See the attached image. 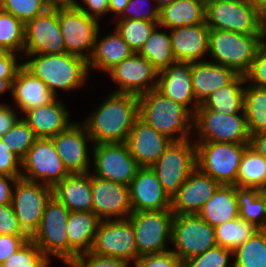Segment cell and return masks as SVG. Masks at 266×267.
<instances>
[{
  "instance_id": "obj_1",
  "label": "cell",
  "mask_w": 266,
  "mask_h": 267,
  "mask_svg": "<svg viewBox=\"0 0 266 267\" xmlns=\"http://www.w3.org/2000/svg\"><path fill=\"white\" fill-rule=\"evenodd\" d=\"M138 96L113 92L83 123L92 143H125L138 116Z\"/></svg>"
},
{
  "instance_id": "obj_2",
  "label": "cell",
  "mask_w": 266,
  "mask_h": 267,
  "mask_svg": "<svg viewBox=\"0 0 266 267\" xmlns=\"http://www.w3.org/2000/svg\"><path fill=\"white\" fill-rule=\"evenodd\" d=\"M138 110L141 120L170 140L190 139L193 114L181 104L165 97L158 90L153 89L139 95ZM174 133L178 135L175 136Z\"/></svg>"
},
{
  "instance_id": "obj_3",
  "label": "cell",
  "mask_w": 266,
  "mask_h": 267,
  "mask_svg": "<svg viewBox=\"0 0 266 267\" xmlns=\"http://www.w3.org/2000/svg\"><path fill=\"white\" fill-rule=\"evenodd\" d=\"M32 59L22 65L37 76L56 95V90H74L86 83L88 75L87 60L69 54H32Z\"/></svg>"
},
{
  "instance_id": "obj_4",
  "label": "cell",
  "mask_w": 266,
  "mask_h": 267,
  "mask_svg": "<svg viewBox=\"0 0 266 267\" xmlns=\"http://www.w3.org/2000/svg\"><path fill=\"white\" fill-rule=\"evenodd\" d=\"M263 45L260 32L243 35L231 31L210 29L208 53L216 64L233 69L245 75Z\"/></svg>"
},
{
  "instance_id": "obj_5",
  "label": "cell",
  "mask_w": 266,
  "mask_h": 267,
  "mask_svg": "<svg viewBox=\"0 0 266 267\" xmlns=\"http://www.w3.org/2000/svg\"><path fill=\"white\" fill-rule=\"evenodd\" d=\"M248 143L197 142V167L222 185H236L239 165Z\"/></svg>"
},
{
  "instance_id": "obj_6",
  "label": "cell",
  "mask_w": 266,
  "mask_h": 267,
  "mask_svg": "<svg viewBox=\"0 0 266 267\" xmlns=\"http://www.w3.org/2000/svg\"><path fill=\"white\" fill-rule=\"evenodd\" d=\"M70 210L55 196L48 200L40 225L30 239L50 260V255L61 259L68 265L67 221Z\"/></svg>"
},
{
  "instance_id": "obj_7",
  "label": "cell",
  "mask_w": 266,
  "mask_h": 267,
  "mask_svg": "<svg viewBox=\"0 0 266 267\" xmlns=\"http://www.w3.org/2000/svg\"><path fill=\"white\" fill-rule=\"evenodd\" d=\"M196 167V143L185 139L172 141L151 169L172 198Z\"/></svg>"
},
{
  "instance_id": "obj_8",
  "label": "cell",
  "mask_w": 266,
  "mask_h": 267,
  "mask_svg": "<svg viewBox=\"0 0 266 267\" xmlns=\"http://www.w3.org/2000/svg\"><path fill=\"white\" fill-rule=\"evenodd\" d=\"M170 243L183 263L217 246L214 228L198 214H174Z\"/></svg>"
},
{
  "instance_id": "obj_9",
  "label": "cell",
  "mask_w": 266,
  "mask_h": 267,
  "mask_svg": "<svg viewBox=\"0 0 266 267\" xmlns=\"http://www.w3.org/2000/svg\"><path fill=\"white\" fill-rule=\"evenodd\" d=\"M205 21L209 29L243 35L260 32L259 11L247 0H206Z\"/></svg>"
},
{
  "instance_id": "obj_10",
  "label": "cell",
  "mask_w": 266,
  "mask_h": 267,
  "mask_svg": "<svg viewBox=\"0 0 266 267\" xmlns=\"http://www.w3.org/2000/svg\"><path fill=\"white\" fill-rule=\"evenodd\" d=\"M174 212L171 209L161 211H136L128 219L135 232L138 255H150L168 251L165 245L171 241Z\"/></svg>"
},
{
  "instance_id": "obj_11",
  "label": "cell",
  "mask_w": 266,
  "mask_h": 267,
  "mask_svg": "<svg viewBox=\"0 0 266 267\" xmlns=\"http://www.w3.org/2000/svg\"><path fill=\"white\" fill-rule=\"evenodd\" d=\"M58 19L65 52L88 60L94 49L96 36L99 34L98 20L89 17L76 5H58ZM85 49L88 55L84 52Z\"/></svg>"
},
{
  "instance_id": "obj_12",
  "label": "cell",
  "mask_w": 266,
  "mask_h": 267,
  "mask_svg": "<svg viewBox=\"0 0 266 267\" xmlns=\"http://www.w3.org/2000/svg\"><path fill=\"white\" fill-rule=\"evenodd\" d=\"M241 114V115H240ZM222 114L212 110H195L193 127L201 136L199 142L249 143L245 112Z\"/></svg>"
},
{
  "instance_id": "obj_13",
  "label": "cell",
  "mask_w": 266,
  "mask_h": 267,
  "mask_svg": "<svg viewBox=\"0 0 266 267\" xmlns=\"http://www.w3.org/2000/svg\"><path fill=\"white\" fill-rule=\"evenodd\" d=\"M21 168L25 170L22 178L38 183L41 180L52 188L69 174L51 138H37L21 159Z\"/></svg>"
},
{
  "instance_id": "obj_14",
  "label": "cell",
  "mask_w": 266,
  "mask_h": 267,
  "mask_svg": "<svg viewBox=\"0 0 266 267\" xmlns=\"http://www.w3.org/2000/svg\"><path fill=\"white\" fill-rule=\"evenodd\" d=\"M11 205L22 229L31 237L38 229L45 206L53 195L52 187L17 178ZM15 191V192H14Z\"/></svg>"
},
{
  "instance_id": "obj_15",
  "label": "cell",
  "mask_w": 266,
  "mask_h": 267,
  "mask_svg": "<svg viewBox=\"0 0 266 267\" xmlns=\"http://www.w3.org/2000/svg\"><path fill=\"white\" fill-rule=\"evenodd\" d=\"M91 252L100 256L121 258L135 263L139 257L135 232L127 219L101 220Z\"/></svg>"
},
{
  "instance_id": "obj_16",
  "label": "cell",
  "mask_w": 266,
  "mask_h": 267,
  "mask_svg": "<svg viewBox=\"0 0 266 267\" xmlns=\"http://www.w3.org/2000/svg\"><path fill=\"white\" fill-rule=\"evenodd\" d=\"M23 53L25 55L65 53L58 19V5H51L42 14L25 24Z\"/></svg>"
},
{
  "instance_id": "obj_17",
  "label": "cell",
  "mask_w": 266,
  "mask_h": 267,
  "mask_svg": "<svg viewBox=\"0 0 266 267\" xmlns=\"http://www.w3.org/2000/svg\"><path fill=\"white\" fill-rule=\"evenodd\" d=\"M93 157L95 176L128 186L140 168L126 143L94 144Z\"/></svg>"
},
{
  "instance_id": "obj_18",
  "label": "cell",
  "mask_w": 266,
  "mask_h": 267,
  "mask_svg": "<svg viewBox=\"0 0 266 267\" xmlns=\"http://www.w3.org/2000/svg\"><path fill=\"white\" fill-rule=\"evenodd\" d=\"M92 212L100 219H127L133 212L129 186L91 175Z\"/></svg>"
},
{
  "instance_id": "obj_19",
  "label": "cell",
  "mask_w": 266,
  "mask_h": 267,
  "mask_svg": "<svg viewBox=\"0 0 266 267\" xmlns=\"http://www.w3.org/2000/svg\"><path fill=\"white\" fill-rule=\"evenodd\" d=\"M108 73L120 87L114 92L139 96L156 89V77L159 72L146 58L134 53L131 57L115 65Z\"/></svg>"
},
{
  "instance_id": "obj_20",
  "label": "cell",
  "mask_w": 266,
  "mask_h": 267,
  "mask_svg": "<svg viewBox=\"0 0 266 267\" xmlns=\"http://www.w3.org/2000/svg\"><path fill=\"white\" fill-rule=\"evenodd\" d=\"M221 184L196 167L171 198L174 214H198Z\"/></svg>"
},
{
  "instance_id": "obj_21",
  "label": "cell",
  "mask_w": 266,
  "mask_h": 267,
  "mask_svg": "<svg viewBox=\"0 0 266 267\" xmlns=\"http://www.w3.org/2000/svg\"><path fill=\"white\" fill-rule=\"evenodd\" d=\"M51 139L69 174L89 172L86 143L91 138L83 124L72 123L65 131Z\"/></svg>"
},
{
  "instance_id": "obj_22",
  "label": "cell",
  "mask_w": 266,
  "mask_h": 267,
  "mask_svg": "<svg viewBox=\"0 0 266 267\" xmlns=\"http://www.w3.org/2000/svg\"><path fill=\"white\" fill-rule=\"evenodd\" d=\"M133 212L171 209V198L163 190L151 167H140L129 185Z\"/></svg>"
},
{
  "instance_id": "obj_23",
  "label": "cell",
  "mask_w": 266,
  "mask_h": 267,
  "mask_svg": "<svg viewBox=\"0 0 266 267\" xmlns=\"http://www.w3.org/2000/svg\"><path fill=\"white\" fill-rule=\"evenodd\" d=\"M171 142L138 117L125 143L140 167H151Z\"/></svg>"
},
{
  "instance_id": "obj_24",
  "label": "cell",
  "mask_w": 266,
  "mask_h": 267,
  "mask_svg": "<svg viewBox=\"0 0 266 267\" xmlns=\"http://www.w3.org/2000/svg\"><path fill=\"white\" fill-rule=\"evenodd\" d=\"M158 75L160 77H157L156 90L194 114L200 103L193 94L191 63L176 61L169 67L159 71ZM192 103L193 109H189V104Z\"/></svg>"
},
{
  "instance_id": "obj_25",
  "label": "cell",
  "mask_w": 266,
  "mask_h": 267,
  "mask_svg": "<svg viewBox=\"0 0 266 267\" xmlns=\"http://www.w3.org/2000/svg\"><path fill=\"white\" fill-rule=\"evenodd\" d=\"M209 27L204 23L171 29L174 58L178 62H201L208 53Z\"/></svg>"
},
{
  "instance_id": "obj_26",
  "label": "cell",
  "mask_w": 266,
  "mask_h": 267,
  "mask_svg": "<svg viewBox=\"0 0 266 267\" xmlns=\"http://www.w3.org/2000/svg\"><path fill=\"white\" fill-rule=\"evenodd\" d=\"M25 114L22 118L36 138H53L72 124L68 120L70 116L66 107L56 98L46 105L26 111Z\"/></svg>"
},
{
  "instance_id": "obj_27",
  "label": "cell",
  "mask_w": 266,
  "mask_h": 267,
  "mask_svg": "<svg viewBox=\"0 0 266 267\" xmlns=\"http://www.w3.org/2000/svg\"><path fill=\"white\" fill-rule=\"evenodd\" d=\"M11 93L16 101L17 107L23 113L46 105L56 98L49 88L23 65L19 68L12 82Z\"/></svg>"
},
{
  "instance_id": "obj_28",
  "label": "cell",
  "mask_w": 266,
  "mask_h": 267,
  "mask_svg": "<svg viewBox=\"0 0 266 267\" xmlns=\"http://www.w3.org/2000/svg\"><path fill=\"white\" fill-rule=\"evenodd\" d=\"M55 196L70 211L92 212L91 173L68 174L53 188Z\"/></svg>"
},
{
  "instance_id": "obj_29",
  "label": "cell",
  "mask_w": 266,
  "mask_h": 267,
  "mask_svg": "<svg viewBox=\"0 0 266 267\" xmlns=\"http://www.w3.org/2000/svg\"><path fill=\"white\" fill-rule=\"evenodd\" d=\"M100 221L93 212L70 211L66 227L68 264L77 255L91 251Z\"/></svg>"
},
{
  "instance_id": "obj_30",
  "label": "cell",
  "mask_w": 266,
  "mask_h": 267,
  "mask_svg": "<svg viewBox=\"0 0 266 267\" xmlns=\"http://www.w3.org/2000/svg\"><path fill=\"white\" fill-rule=\"evenodd\" d=\"M193 94L201 104L212 92L228 85L238 74L214 62L191 63Z\"/></svg>"
},
{
  "instance_id": "obj_31",
  "label": "cell",
  "mask_w": 266,
  "mask_h": 267,
  "mask_svg": "<svg viewBox=\"0 0 266 267\" xmlns=\"http://www.w3.org/2000/svg\"><path fill=\"white\" fill-rule=\"evenodd\" d=\"M133 54L134 51L116 30L101 40L98 39L97 34L94 49L87 60L88 70L92 66L93 68L108 72L115 65L131 57Z\"/></svg>"
},
{
  "instance_id": "obj_32",
  "label": "cell",
  "mask_w": 266,
  "mask_h": 267,
  "mask_svg": "<svg viewBox=\"0 0 266 267\" xmlns=\"http://www.w3.org/2000/svg\"><path fill=\"white\" fill-rule=\"evenodd\" d=\"M198 215L213 228L239 217L236 185H220Z\"/></svg>"
},
{
  "instance_id": "obj_33",
  "label": "cell",
  "mask_w": 266,
  "mask_h": 267,
  "mask_svg": "<svg viewBox=\"0 0 266 267\" xmlns=\"http://www.w3.org/2000/svg\"><path fill=\"white\" fill-rule=\"evenodd\" d=\"M206 0H175L159 12L160 27L178 28L205 22Z\"/></svg>"
},
{
  "instance_id": "obj_34",
  "label": "cell",
  "mask_w": 266,
  "mask_h": 267,
  "mask_svg": "<svg viewBox=\"0 0 266 267\" xmlns=\"http://www.w3.org/2000/svg\"><path fill=\"white\" fill-rule=\"evenodd\" d=\"M244 84L245 75L238 74L228 85L212 92L196 110H212L222 114L244 111Z\"/></svg>"
},
{
  "instance_id": "obj_35",
  "label": "cell",
  "mask_w": 266,
  "mask_h": 267,
  "mask_svg": "<svg viewBox=\"0 0 266 267\" xmlns=\"http://www.w3.org/2000/svg\"><path fill=\"white\" fill-rule=\"evenodd\" d=\"M236 198L239 218L255 225L258 229L266 228V191L257 188L236 186Z\"/></svg>"
},
{
  "instance_id": "obj_36",
  "label": "cell",
  "mask_w": 266,
  "mask_h": 267,
  "mask_svg": "<svg viewBox=\"0 0 266 267\" xmlns=\"http://www.w3.org/2000/svg\"><path fill=\"white\" fill-rule=\"evenodd\" d=\"M237 186L266 191V158L249 146L245 149L239 165Z\"/></svg>"
},
{
  "instance_id": "obj_37",
  "label": "cell",
  "mask_w": 266,
  "mask_h": 267,
  "mask_svg": "<svg viewBox=\"0 0 266 267\" xmlns=\"http://www.w3.org/2000/svg\"><path fill=\"white\" fill-rule=\"evenodd\" d=\"M153 29L149 38L142 46L139 55L146 58L156 69L161 71L175 63L170 34Z\"/></svg>"
},
{
  "instance_id": "obj_38",
  "label": "cell",
  "mask_w": 266,
  "mask_h": 267,
  "mask_svg": "<svg viewBox=\"0 0 266 267\" xmlns=\"http://www.w3.org/2000/svg\"><path fill=\"white\" fill-rule=\"evenodd\" d=\"M244 112L249 134L266 132V89L249 85L244 91Z\"/></svg>"
},
{
  "instance_id": "obj_39",
  "label": "cell",
  "mask_w": 266,
  "mask_h": 267,
  "mask_svg": "<svg viewBox=\"0 0 266 267\" xmlns=\"http://www.w3.org/2000/svg\"><path fill=\"white\" fill-rule=\"evenodd\" d=\"M232 255L236 259L230 267H266V230L259 229L239 245Z\"/></svg>"
},
{
  "instance_id": "obj_40",
  "label": "cell",
  "mask_w": 266,
  "mask_h": 267,
  "mask_svg": "<svg viewBox=\"0 0 266 267\" xmlns=\"http://www.w3.org/2000/svg\"><path fill=\"white\" fill-rule=\"evenodd\" d=\"M217 246L234 251L259 229L242 218L227 221L214 228Z\"/></svg>"
},
{
  "instance_id": "obj_41",
  "label": "cell",
  "mask_w": 266,
  "mask_h": 267,
  "mask_svg": "<svg viewBox=\"0 0 266 267\" xmlns=\"http://www.w3.org/2000/svg\"><path fill=\"white\" fill-rule=\"evenodd\" d=\"M25 44V24L0 9V48L16 53L23 52Z\"/></svg>"
},
{
  "instance_id": "obj_42",
  "label": "cell",
  "mask_w": 266,
  "mask_h": 267,
  "mask_svg": "<svg viewBox=\"0 0 266 267\" xmlns=\"http://www.w3.org/2000/svg\"><path fill=\"white\" fill-rule=\"evenodd\" d=\"M116 30L129 47L138 53L158 23L139 19H118Z\"/></svg>"
},
{
  "instance_id": "obj_43",
  "label": "cell",
  "mask_w": 266,
  "mask_h": 267,
  "mask_svg": "<svg viewBox=\"0 0 266 267\" xmlns=\"http://www.w3.org/2000/svg\"><path fill=\"white\" fill-rule=\"evenodd\" d=\"M0 139L7 143L10 151L22 159L37 138L27 122L20 118Z\"/></svg>"
},
{
  "instance_id": "obj_44",
  "label": "cell",
  "mask_w": 266,
  "mask_h": 267,
  "mask_svg": "<svg viewBox=\"0 0 266 267\" xmlns=\"http://www.w3.org/2000/svg\"><path fill=\"white\" fill-rule=\"evenodd\" d=\"M50 0H0V9L26 24L51 6Z\"/></svg>"
},
{
  "instance_id": "obj_45",
  "label": "cell",
  "mask_w": 266,
  "mask_h": 267,
  "mask_svg": "<svg viewBox=\"0 0 266 267\" xmlns=\"http://www.w3.org/2000/svg\"><path fill=\"white\" fill-rule=\"evenodd\" d=\"M49 259L28 239L0 267H48Z\"/></svg>"
},
{
  "instance_id": "obj_46",
  "label": "cell",
  "mask_w": 266,
  "mask_h": 267,
  "mask_svg": "<svg viewBox=\"0 0 266 267\" xmlns=\"http://www.w3.org/2000/svg\"><path fill=\"white\" fill-rule=\"evenodd\" d=\"M232 250L215 246L206 252L194 256L184 262V267H229V257Z\"/></svg>"
},
{
  "instance_id": "obj_47",
  "label": "cell",
  "mask_w": 266,
  "mask_h": 267,
  "mask_svg": "<svg viewBox=\"0 0 266 267\" xmlns=\"http://www.w3.org/2000/svg\"><path fill=\"white\" fill-rule=\"evenodd\" d=\"M129 261L115 258L100 256L89 251L77 255L68 265L69 267H128Z\"/></svg>"
},
{
  "instance_id": "obj_48",
  "label": "cell",
  "mask_w": 266,
  "mask_h": 267,
  "mask_svg": "<svg viewBox=\"0 0 266 267\" xmlns=\"http://www.w3.org/2000/svg\"><path fill=\"white\" fill-rule=\"evenodd\" d=\"M245 79L253 86L266 89V44L259 48Z\"/></svg>"
},
{
  "instance_id": "obj_49",
  "label": "cell",
  "mask_w": 266,
  "mask_h": 267,
  "mask_svg": "<svg viewBox=\"0 0 266 267\" xmlns=\"http://www.w3.org/2000/svg\"><path fill=\"white\" fill-rule=\"evenodd\" d=\"M135 267H184V263L171 250L138 257Z\"/></svg>"
},
{
  "instance_id": "obj_50",
  "label": "cell",
  "mask_w": 266,
  "mask_h": 267,
  "mask_svg": "<svg viewBox=\"0 0 266 267\" xmlns=\"http://www.w3.org/2000/svg\"><path fill=\"white\" fill-rule=\"evenodd\" d=\"M7 147V143L0 139V174L21 177V159Z\"/></svg>"
},
{
  "instance_id": "obj_51",
  "label": "cell",
  "mask_w": 266,
  "mask_h": 267,
  "mask_svg": "<svg viewBox=\"0 0 266 267\" xmlns=\"http://www.w3.org/2000/svg\"><path fill=\"white\" fill-rule=\"evenodd\" d=\"M0 235H28L20 226L11 204L0 205Z\"/></svg>"
},
{
  "instance_id": "obj_52",
  "label": "cell",
  "mask_w": 266,
  "mask_h": 267,
  "mask_svg": "<svg viewBox=\"0 0 266 267\" xmlns=\"http://www.w3.org/2000/svg\"><path fill=\"white\" fill-rule=\"evenodd\" d=\"M146 2L148 0H129L128 5L120 16H123L122 19H139L158 23L160 10L156 6L150 12H142L143 5Z\"/></svg>"
},
{
  "instance_id": "obj_53",
  "label": "cell",
  "mask_w": 266,
  "mask_h": 267,
  "mask_svg": "<svg viewBox=\"0 0 266 267\" xmlns=\"http://www.w3.org/2000/svg\"><path fill=\"white\" fill-rule=\"evenodd\" d=\"M28 239L29 235H0V265L14 254Z\"/></svg>"
},
{
  "instance_id": "obj_54",
  "label": "cell",
  "mask_w": 266,
  "mask_h": 267,
  "mask_svg": "<svg viewBox=\"0 0 266 267\" xmlns=\"http://www.w3.org/2000/svg\"><path fill=\"white\" fill-rule=\"evenodd\" d=\"M16 53L5 51L0 48V79H15L16 73L22 66L17 63Z\"/></svg>"
},
{
  "instance_id": "obj_55",
  "label": "cell",
  "mask_w": 266,
  "mask_h": 267,
  "mask_svg": "<svg viewBox=\"0 0 266 267\" xmlns=\"http://www.w3.org/2000/svg\"><path fill=\"white\" fill-rule=\"evenodd\" d=\"M82 2L88 8H85L78 2L75 5L89 17L95 18L96 20H98L97 17L109 13V0H82Z\"/></svg>"
},
{
  "instance_id": "obj_56",
  "label": "cell",
  "mask_w": 266,
  "mask_h": 267,
  "mask_svg": "<svg viewBox=\"0 0 266 267\" xmlns=\"http://www.w3.org/2000/svg\"><path fill=\"white\" fill-rule=\"evenodd\" d=\"M19 120L14 109L0 105V138L6 134Z\"/></svg>"
},
{
  "instance_id": "obj_57",
  "label": "cell",
  "mask_w": 266,
  "mask_h": 267,
  "mask_svg": "<svg viewBox=\"0 0 266 267\" xmlns=\"http://www.w3.org/2000/svg\"><path fill=\"white\" fill-rule=\"evenodd\" d=\"M17 178L20 177H10L0 174V205L11 204L13 190L9 182L11 181L10 183L14 184Z\"/></svg>"
},
{
  "instance_id": "obj_58",
  "label": "cell",
  "mask_w": 266,
  "mask_h": 267,
  "mask_svg": "<svg viewBox=\"0 0 266 267\" xmlns=\"http://www.w3.org/2000/svg\"><path fill=\"white\" fill-rule=\"evenodd\" d=\"M248 145L256 153L266 158V132L251 134Z\"/></svg>"
},
{
  "instance_id": "obj_59",
  "label": "cell",
  "mask_w": 266,
  "mask_h": 267,
  "mask_svg": "<svg viewBox=\"0 0 266 267\" xmlns=\"http://www.w3.org/2000/svg\"><path fill=\"white\" fill-rule=\"evenodd\" d=\"M129 0H109V11L114 12L115 16H120L128 5Z\"/></svg>"
},
{
  "instance_id": "obj_60",
  "label": "cell",
  "mask_w": 266,
  "mask_h": 267,
  "mask_svg": "<svg viewBox=\"0 0 266 267\" xmlns=\"http://www.w3.org/2000/svg\"><path fill=\"white\" fill-rule=\"evenodd\" d=\"M259 21H260V34L263 44H266V6L259 11Z\"/></svg>"
},
{
  "instance_id": "obj_61",
  "label": "cell",
  "mask_w": 266,
  "mask_h": 267,
  "mask_svg": "<svg viewBox=\"0 0 266 267\" xmlns=\"http://www.w3.org/2000/svg\"><path fill=\"white\" fill-rule=\"evenodd\" d=\"M14 79H0V95L5 91H12V82Z\"/></svg>"
},
{
  "instance_id": "obj_62",
  "label": "cell",
  "mask_w": 266,
  "mask_h": 267,
  "mask_svg": "<svg viewBox=\"0 0 266 267\" xmlns=\"http://www.w3.org/2000/svg\"><path fill=\"white\" fill-rule=\"evenodd\" d=\"M256 10L261 11L266 6V0H247Z\"/></svg>"
},
{
  "instance_id": "obj_63",
  "label": "cell",
  "mask_w": 266,
  "mask_h": 267,
  "mask_svg": "<svg viewBox=\"0 0 266 267\" xmlns=\"http://www.w3.org/2000/svg\"><path fill=\"white\" fill-rule=\"evenodd\" d=\"M52 5H75V0H50Z\"/></svg>"
},
{
  "instance_id": "obj_64",
  "label": "cell",
  "mask_w": 266,
  "mask_h": 267,
  "mask_svg": "<svg viewBox=\"0 0 266 267\" xmlns=\"http://www.w3.org/2000/svg\"><path fill=\"white\" fill-rule=\"evenodd\" d=\"M153 1H157V5L156 7L161 10L162 8H164L165 6L170 5L173 1L175 0H153Z\"/></svg>"
}]
</instances>
